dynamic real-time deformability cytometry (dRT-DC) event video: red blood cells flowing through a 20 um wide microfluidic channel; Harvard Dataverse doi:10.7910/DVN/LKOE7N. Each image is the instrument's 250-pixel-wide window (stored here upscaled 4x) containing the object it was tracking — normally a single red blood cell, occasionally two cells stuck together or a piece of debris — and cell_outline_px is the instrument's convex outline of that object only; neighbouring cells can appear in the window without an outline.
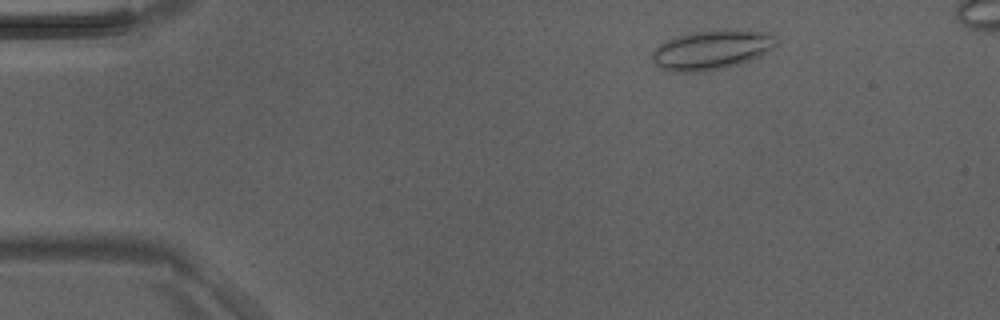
{"species": "Egyptian fruit bat (a non-hibernating species)", "species_latin": "Rousettus aegyptiacus", "temperature_condition": "room temperature", "stored_images_in_passage": 43, "camera_frame_rate_fps": 3000, "um_per_image_px": 0.085, "animal": {"sex": "male"}, "frame": {"image": 1, "passage_image": 4, "time_ms": 1.0, "image_size_px": [1000, 320], "cell_outline_px": [[776, 44], [768, 52], [760, 56], [724, 68], [704, 72], [672, 72], [660, 68], [652, 60], [652, 52], [660, 44], [676, 36], [696, 32], [728, 28], [736, 28], [768, 32], [776, 36]], "centroid_in_image_um": [60.51, 4.22], "position_along_channel_um": 24.5, "area_um2": 28.78}}
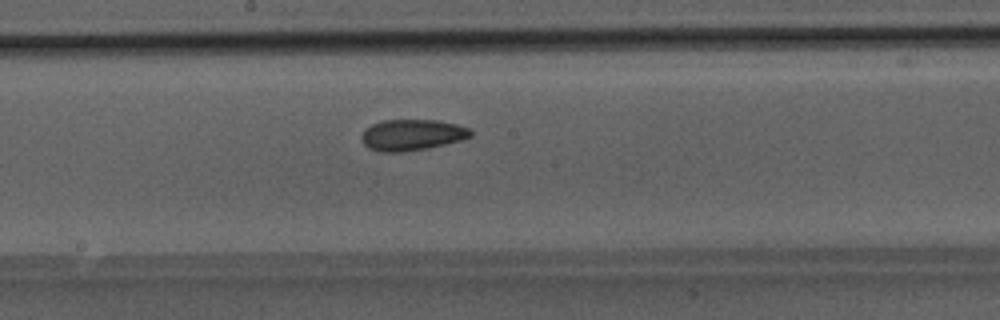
{"frame": {"image": 2, "passage_image": 22, "time_ms": 7.0, "image_size_px": [1000, 320], "cell_outline_px": [[472, 136], [460, 140], [428, 148], [400, 152], [380, 152], [368, 148], [360, 140], [360, 136], [364, 128], [380, 120], [436, 120], [456, 124], [468, 128], [472, 132]], "centroid_in_image_um": [34.95, 11.46], "position_along_channel_um": 213.3, "area_um2": 19.88}}
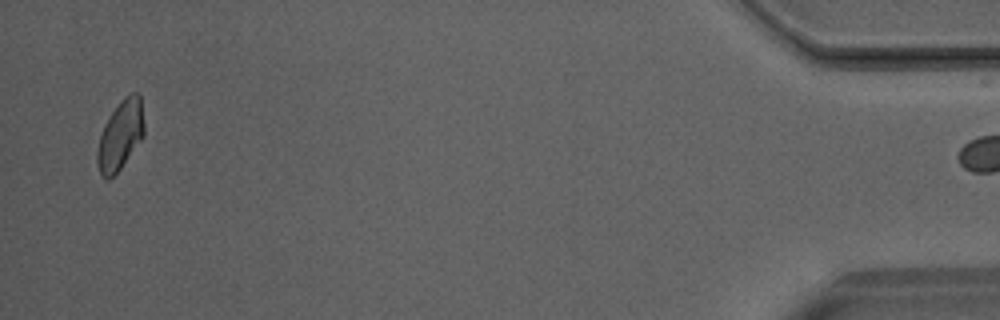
{"frame": {"image": 3, "passage_image": 42, "time_ms": 13.667, "image_size_px": [1000, 320], "cell_outline_px": [[144, 136], [120, 168], [108, 180], [100, 172], [96, 160], [96, 152], [100, 136], [104, 124], [120, 100], [124, 96], [132, 92], [136, 92], [140, 96], [144, 124]], "centroid_in_image_um": [10.23, 11.46], "position_along_channel_um": 425.0, "area_um2": 18.73}}